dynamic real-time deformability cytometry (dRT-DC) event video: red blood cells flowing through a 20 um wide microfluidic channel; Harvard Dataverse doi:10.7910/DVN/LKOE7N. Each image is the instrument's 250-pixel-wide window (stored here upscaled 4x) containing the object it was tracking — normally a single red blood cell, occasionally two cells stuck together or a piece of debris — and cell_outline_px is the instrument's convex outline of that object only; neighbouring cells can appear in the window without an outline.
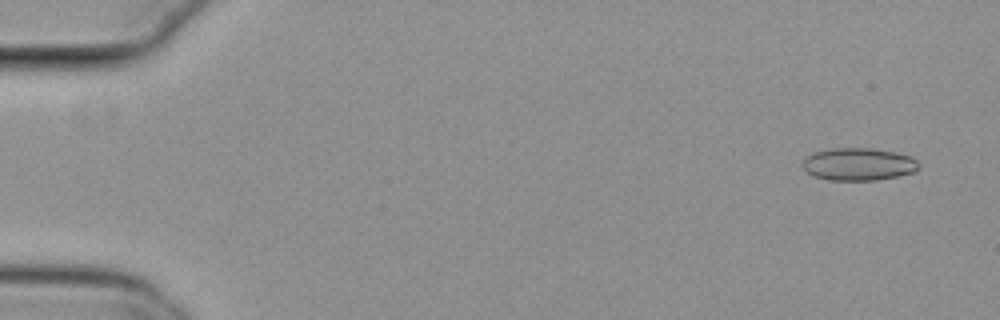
{"species": "common noctule bat (a hibernating species)", "species_latin": "Nyctalus noctula", "temperature_condition": "cold", "stored_images_in_passage": 9, "camera_frame_rate_fps": 3000, "um_per_image_px": 0.085, "animal": {"sex": "female", "body_mass_g": 29.2, "forearm_length_mm": 56.3}, "frame": {"image": 1, "passage_image": 3, "time_ms": 0.667, "image_size_px": [1000, 320], "cell_outline_px": [[920, 164], [912, 172], [896, 176], [876, 180], [832, 180], [816, 176], [808, 172], [800, 164], [812, 152], [828, 148], [872, 148], [896, 152], [912, 156]], "centroid_in_image_um": [72.96, 13.93], "position_along_channel_um": 12.0, "area_um2": 21.96}}